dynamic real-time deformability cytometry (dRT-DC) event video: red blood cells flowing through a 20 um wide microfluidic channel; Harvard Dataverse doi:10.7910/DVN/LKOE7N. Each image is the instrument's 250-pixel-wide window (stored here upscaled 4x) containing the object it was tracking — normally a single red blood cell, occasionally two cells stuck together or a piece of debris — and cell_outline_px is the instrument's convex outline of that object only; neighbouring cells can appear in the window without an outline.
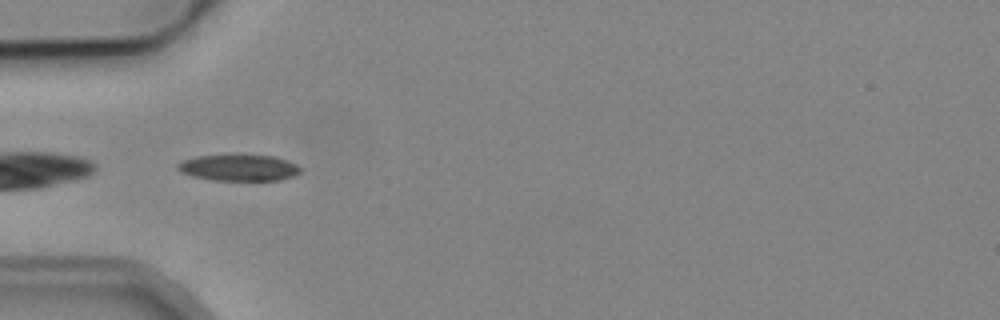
{"species": "common noctule bat (a hibernating species)", "species_latin": "Nyctalus noctula", "temperature_condition": "cold", "stored_images_in_passage": 8, "camera_frame_rate_fps": 3000, "um_per_image_px": 0.085, "animal": {"sex": "male", "body_mass_g": 19.2, "forearm_length_mm": 51.8}, "frame": {"image": 1, "passage_image": 6, "time_ms": 5.667, "image_size_px": [1000, 320], "cell_outline_px": [[300, 172], [292, 176], [280, 180], [212, 180], [192, 176], [176, 168], [176, 164], [180, 160], [196, 156], [272, 156], [288, 160], [296, 164], [300, 168]], "centroid_in_image_um": [20.27, 14.26], "position_along_channel_um": 64.7, "area_um2": 18.5}}
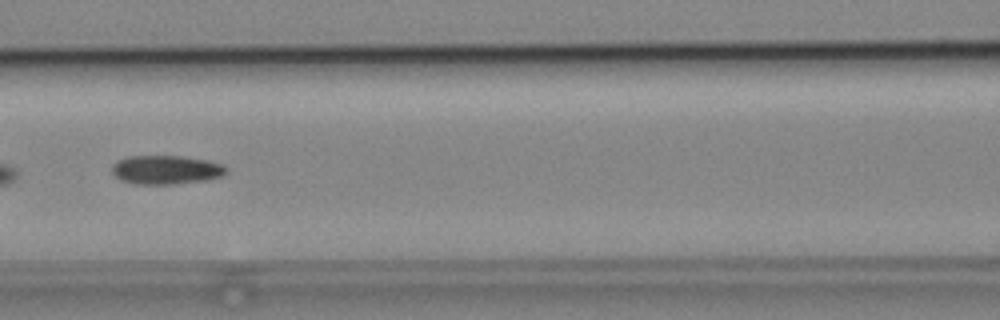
{"frame": {"image": 2, "passage_image": 8, "time_ms": 8.0, "image_size_px": [1000, 320], "cell_outline_px": [[228, 172], [224, 176], [204, 180], [172, 184], [136, 184], [120, 180], [112, 172], [112, 164], [116, 160], [128, 156], [184, 156], [208, 160], [224, 164], [228, 168]], "centroid_in_image_um": [14.14, 14.42], "position_along_channel_um": 152.5, "area_um2": 19.48}}